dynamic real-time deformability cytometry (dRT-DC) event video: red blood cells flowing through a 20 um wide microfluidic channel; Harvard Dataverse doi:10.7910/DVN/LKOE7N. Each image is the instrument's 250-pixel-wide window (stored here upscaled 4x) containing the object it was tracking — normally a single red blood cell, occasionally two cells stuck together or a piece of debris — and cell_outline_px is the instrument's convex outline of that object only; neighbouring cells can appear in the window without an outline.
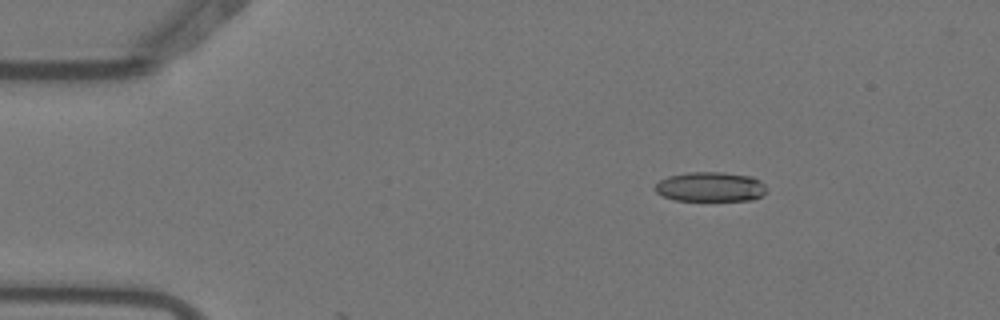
{"species": "Egyptian fruit bat (a non-hibernating species)", "species_latin": "Rousettus aegyptiacus", "temperature_condition": "warm", "stored_images_in_passage": 6, "camera_frame_rate_fps": 3000, "um_per_image_px": 0.085, "animal": {"sex": "female"}, "frame": {"image": 1, "passage_image": 3, "time_ms": 0.667, "image_size_px": [1000, 320], "cell_outline_px": [[768, 188], [760, 196], [752, 200], [676, 200], [664, 196], [656, 192], [652, 188], [660, 180], [668, 176], [688, 172], [724, 172], [752, 176], [760, 180]], "centroid_in_image_um": [60.38, 15.87], "position_along_channel_um": 24.6, "area_um2": 19.31}}
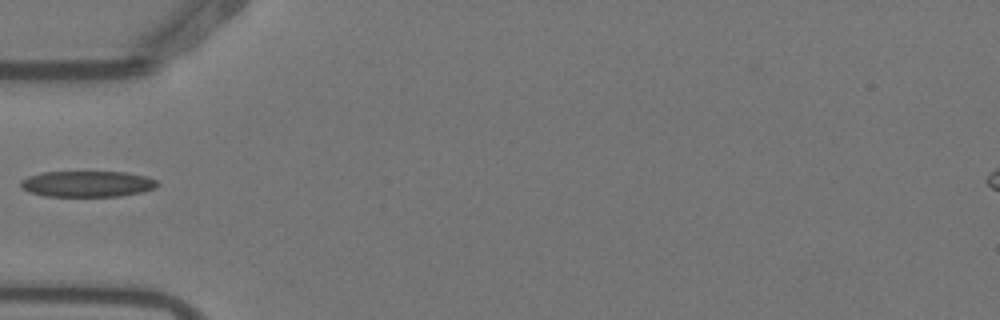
{"frame": {"image": 2, "passage_image": 6, "time_ms": 1.667, "image_size_px": [1000, 320], "cell_outline_px": [[160, 184], [156, 188], [144, 192], [120, 196], [44, 196], [28, 192], [20, 184], [20, 180], [28, 176], [44, 172], [124, 172], [148, 176], [156, 180]], "centroid_in_image_um": [7.46, 15.63], "position_along_channel_um": 77.5, "area_um2": 20.87}}